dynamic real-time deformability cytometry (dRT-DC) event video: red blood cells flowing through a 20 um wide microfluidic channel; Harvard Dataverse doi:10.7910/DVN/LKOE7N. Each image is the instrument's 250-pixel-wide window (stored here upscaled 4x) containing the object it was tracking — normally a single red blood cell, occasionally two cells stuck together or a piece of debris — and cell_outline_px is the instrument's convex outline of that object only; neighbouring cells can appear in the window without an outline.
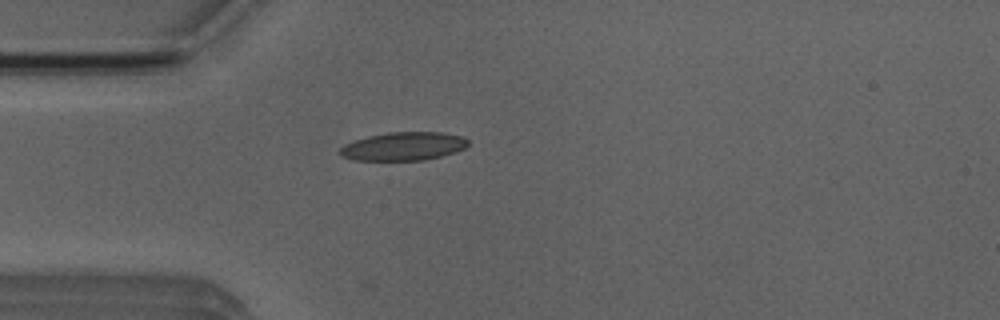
{"species": "Egyptian fruit bat (a non-hibernating species)", "species_latin": "Rousettus aegyptiacus", "temperature_condition": "room temperature", "stored_images_in_passage": 2, "camera_frame_rate_fps": 3000, "um_per_image_px": 0.085, "animal": {"sex": "male"}, "frame": {"image": 1, "passage_image": 2, "time_ms": 1.0, "image_size_px": [1000, 320], "cell_outline_px": [[468, 144], [464, 148], [456, 152], [424, 160], [356, 160], [340, 156], [340, 148], [344, 144], [368, 136], [388, 132], [440, 132], [464, 136], [468, 140]], "centroid_in_image_um": [34.31, 12.43], "position_along_channel_um": 50.7, "area_um2": 21.15}}